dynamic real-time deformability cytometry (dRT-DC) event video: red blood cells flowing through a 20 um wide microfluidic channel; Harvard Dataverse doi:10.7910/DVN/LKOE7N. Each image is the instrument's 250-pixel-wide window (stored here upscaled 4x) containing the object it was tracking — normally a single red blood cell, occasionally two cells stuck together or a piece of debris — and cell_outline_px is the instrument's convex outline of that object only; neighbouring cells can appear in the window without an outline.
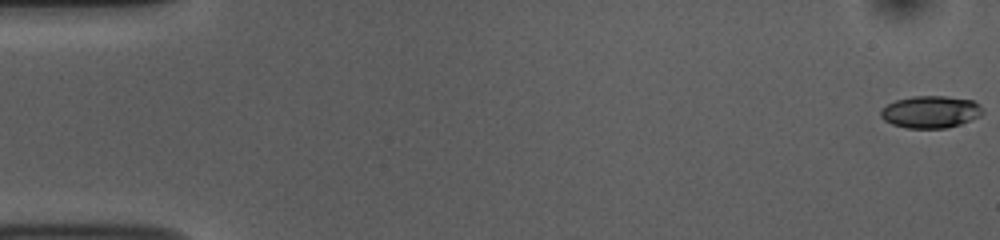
{"species": "common noctule bat (a hibernating species)", "species_latin": "Nyctalus noctula", "temperature_condition": "room temperature", "stored_images_in_passage": 54, "camera_frame_rate_fps": 3000, "um_per_image_px": 0.085, "animal": {"sex": "female", "body_mass_g": 10.0, "forearm_length_mm": 53.1}, "frame": {"image": 1, "passage_image": 1, "time_ms": 0.0, "image_size_px": [1000, 240], "cell_outline_px": [[984, 112], [980, 116], [960, 124], [948, 128], [908, 128], [892, 124], [884, 120], [880, 116], [880, 108], [896, 100], [912, 96], [944, 96], [972, 100], [980, 104]], "centroid_in_image_um": [79.09, 9.51], "position_along_channel_um": 5.9, "area_um2": 19.19}}
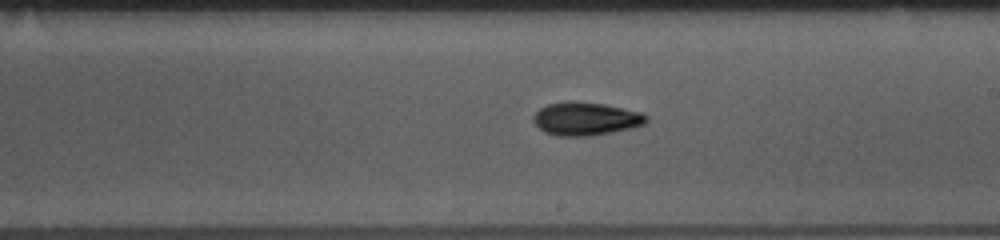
{"frame": {"image": 2, "passage_image": 31, "time_ms": 10.0, "image_size_px": [1000, 240], "cell_outline_px": [[648, 120], [644, 124], [632, 128], [592, 136], [556, 136], [544, 132], [532, 120], [532, 116], [540, 108], [548, 104], [568, 100], [572, 100], [604, 104], [640, 112], [648, 116]], "centroid_in_image_um": [49.77, 10.09], "position_along_channel_um": 239.2, "area_um2": 22.02}}
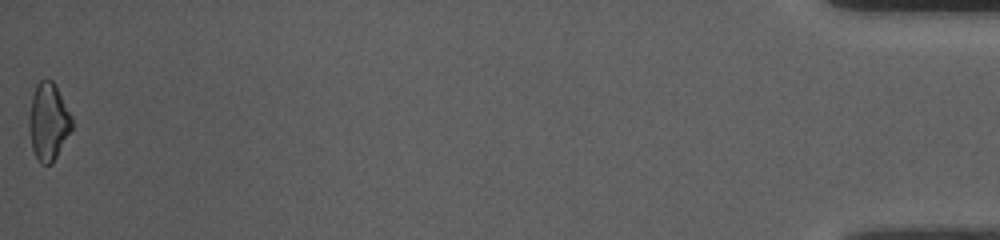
{"frame": {"image": 3, "passage_image": 54, "time_ms": 17.667, "image_size_px": [1000, 240], "cell_outline_px": [[72, 128], [52, 164], [40, 164], [32, 148], [28, 128], [28, 116], [32, 96], [36, 84], [40, 80], [52, 80], [72, 116]], "centroid_in_image_um": [4.09, 10.35], "position_along_channel_um": 431.1, "area_um2": 19.19}, "authors_computed_cell_mechanics": {"area_um2": 19.6809, "velocity_mm_per_s": 3.7703, "shape_relaxation_time_tau1_ms": 2.975, "shape_relaxation_time_tau2_ms": 6.1117, "deformation_change_tau1": 0.1295, "deformation_change_tau2": 0.1347}}